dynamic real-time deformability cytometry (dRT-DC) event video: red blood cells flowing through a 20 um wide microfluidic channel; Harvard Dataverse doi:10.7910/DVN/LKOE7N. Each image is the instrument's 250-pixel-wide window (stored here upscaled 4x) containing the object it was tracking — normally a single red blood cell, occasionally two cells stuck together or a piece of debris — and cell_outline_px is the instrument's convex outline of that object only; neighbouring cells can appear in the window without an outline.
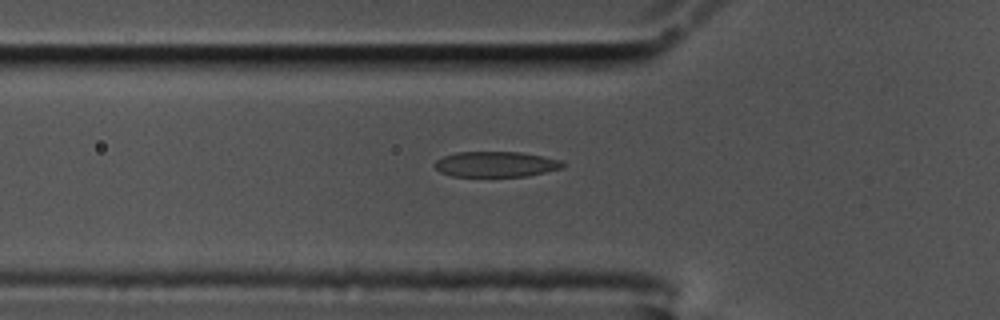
{"species": "common noctule bat (a hibernating species)", "species_latin": "Nyctalus noctula", "temperature_condition": "cold", "stored_images_in_passage": 51, "camera_frame_rate_fps": 3000, "um_per_image_px": 0.085, "animal": {"sex": "male", "body_mass_g": 17.5, "forearm_length_mm": 52.3}, "frame": {"image": 1, "passage_image": 13, "time_ms": 4.0, "image_size_px": [1000, 320], "cell_outline_px": [[564, 168], [528, 176], [452, 176], [440, 172], [432, 164], [436, 160], [444, 156], [456, 152], [520, 152], [544, 156], [560, 160], [564, 164]], "centroid_in_image_um": [42.15, 13.96], "position_along_channel_um": 83.6, "area_um2": 19.07}}
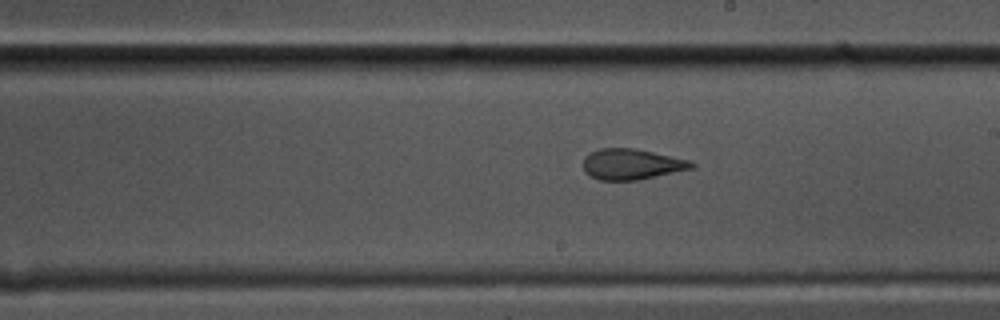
{"frame": {"image": 2, "passage_image": 26, "time_ms": 8.333, "image_size_px": [1000, 320], "cell_outline_px": [[696, 164], [692, 168], [640, 180], [600, 180], [588, 176], [584, 172], [584, 156], [588, 152], [600, 148], [636, 148], [688, 160]], "centroid_in_image_um": [53.63, 13.96], "position_along_channel_um": 235.4, "area_um2": 19.48}}
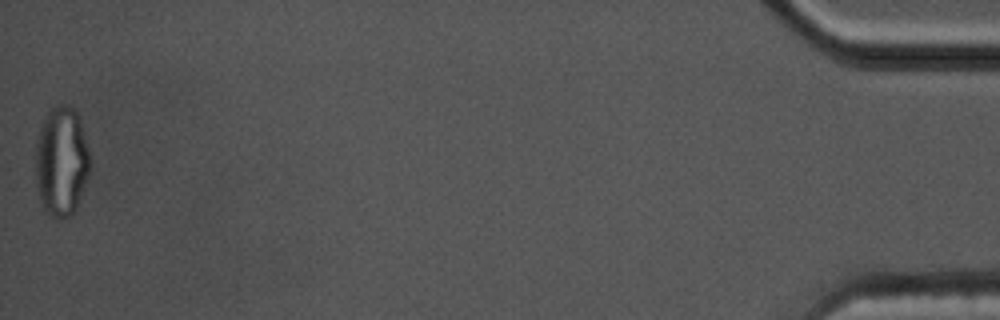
{"frame": {"image": 3, "passage_image": 51, "time_ms": 16.667, "image_size_px": [1000, 320], "cell_outline_px": [[92, 164], [88, 176], [76, 208], [68, 216], [60, 220], [52, 216], [44, 208], [40, 200], [36, 184], [36, 144], [40, 128], [48, 112], [56, 104], [68, 104], [76, 112], [80, 120], [88, 148]], "centroid_in_image_um": [5.24, 13.71], "position_along_channel_um": 430.0, "area_um2": 34.74}, "authors_computed_cell_mechanics": {"area_um2": 19.5364, "velocity_mm_per_s": 3.4922, "shape_relaxation_time_tau1_ms": 8.9938, "shape_relaxation_time_tau2_ms": 1.9773, "deformation_change_tau1": 0.2703, "deformation_change_tau2": 0.1032}}